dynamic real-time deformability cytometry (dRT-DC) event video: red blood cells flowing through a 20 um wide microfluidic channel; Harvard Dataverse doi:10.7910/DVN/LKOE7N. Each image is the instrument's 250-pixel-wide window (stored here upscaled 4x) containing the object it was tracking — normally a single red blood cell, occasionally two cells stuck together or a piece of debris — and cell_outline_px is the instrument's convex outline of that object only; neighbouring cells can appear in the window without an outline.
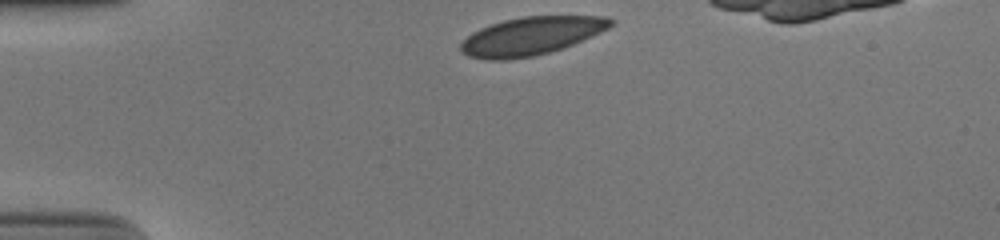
{"species": "human", "species_latin": "Homo sapiens", "temperature_condition": "cold", "stored_images_in_passage": 32, "camera_frame_rate_fps": 3000, "um_per_image_px": 0.085, "donor": {"sex": "male"}, "frame": {"image": 1, "passage_image": 1, "time_ms": 0.0, "image_size_px": [1000, 240], "cell_outline_px": [[616, 24], [592, 36], [572, 44], [548, 52], [532, 56], [508, 60], [488, 60], [468, 56], [460, 52], [460, 44], [472, 32], [480, 28], [504, 20], [524, 16], [608, 16], [616, 20]], "centroid_in_image_um": [45.16, 3.05], "position_along_channel_um": 39.8, "area_um2": 33.23}}
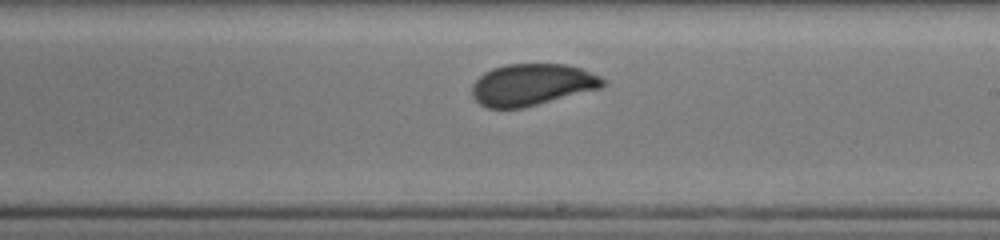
{"frame": {"image": 2, "passage_image": 20, "time_ms": 6.333, "image_size_px": [1000, 240], "cell_outline_px": [[608, 80], [600, 88], [520, 108], [488, 108], [480, 104], [472, 96], [472, 84], [484, 72], [492, 68], [504, 64], [564, 64], [580, 68], [600, 76]], "centroid_in_image_um": [45.19, 7.18], "position_along_channel_um": 243.8, "area_um2": 31.56}}
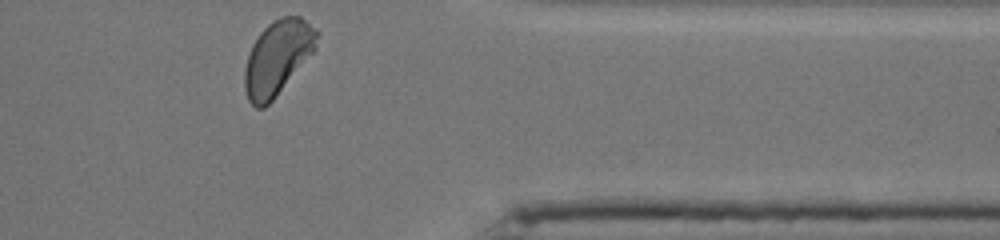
{"frame": {"image": 3, "passage_image": 32, "time_ms": 10.333, "image_size_px": [1000, 240], "cell_outline_px": [[320, 32], [316, 48], [276, 96], [264, 108], [256, 108], [248, 100], [244, 88], [244, 68], [252, 44], [260, 32], [268, 24], [280, 16], [300, 16], [316, 28]], "centroid_in_image_um": [23.59, 4.88], "position_along_channel_um": 387.8, "area_um2": 31.27}, "authors_computed_cell_mechanics": {"area_um2": 32.4547, "velocity_mm_per_s": 3.8771, "shape_relaxation_time_tau1_ms": 8.6672, "shape_relaxation_time_tau2_ms": null, "deformation_change_tau1": 0.1586, "deformation_change_tau2": null}}